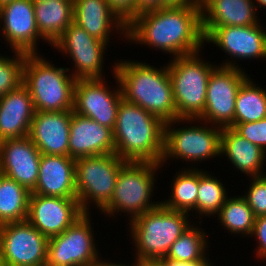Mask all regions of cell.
Instances as JSON below:
<instances>
[{"label": "cell", "mask_w": 266, "mask_h": 266, "mask_svg": "<svg viewBox=\"0 0 266 266\" xmlns=\"http://www.w3.org/2000/svg\"><path fill=\"white\" fill-rule=\"evenodd\" d=\"M200 9L202 27L251 26L262 21L253 0H202Z\"/></svg>", "instance_id": "25"}, {"label": "cell", "mask_w": 266, "mask_h": 266, "mask_svg": "<svg viewBox=\"0 0 266 266\" xmlns=\"http://www.w3.org/2000/svg\"><path fill=\"white\" fill-rule=\"evenodd\" d=\"M210 171L199 169V186L196 198V217L202 223V216L212 217L219 213L221 207L228 199V193L223 181L212 176Z\"/></svg>", "instance_id": "32"}, {"label": "cell", "mask_w": 266, "mask_h": 266, "mask_svg": "<svg viewBox=\"0 0 266 266\" xmlns=\"http://www.w3.org/2000/svg\"><path fill=\"white\" fill-rule=\"evenodd\" d=\"M91 213H84L63 233L49 238L47 260L67 266H95L100 257ZM97 243V244H96Z\"/></svg>", "instance_id": "12"}, {"label": "cell", "mask_w": 266, "mask_h": 266, "mask_svg": "<svg viewBox=\"0 0 266 266\" xmlns=\"http://www.w3.org/2000/svg\"><path fill=\"white\" fill-rule=\"evenodd\" d=\"M226 156L236 171L249 177L266 175L264 170L266 152L240 136L232 127L222 128L220 135V158ZM231 162V163H230Z\"/></svg>", "instance_id": "24"}, {"label": "cell", "mask_w": 266, "mask_h": 266, "mask_svg": "<svg viewBox=\"0 0 266 266\" xmlns=\"http://www.w3.org/2000/svg\"><path fill=\"white\" fill-rule=\"evenodd\" d=\"M254 1V5L256 7V10L258 11V9L260 8H265L266 9V0H253Z\"/></svg>", "instance_id": "42"}, {"label": "cell", "mask_w": 266, "mask_h": 266, "mask_svg": "<svg viewBox=\"0 0 266 266\" xmlns=\"http://www.w3.org/2000/svg\"><path fill=\"white\" fill-rule=\"evenodd\" d=\"M75 83L68 68L53 65L39 53L26 54L23 84L29 90L35 111L73 110Z\"/></svg>", "instance_id": "5"}, {"label": "cell", "mask_w": 266, "mask_h": 266, "mask_svg": "<svg viewBox=\"0 0 266 266\" xmlns=\"http://www.w3.org/2000/svg\"><path fill=\"white\" fill-rule=\"evenodd\" d=\"M207 237L205 229L197 227V224L195 226L194 222L171 245L167 256L163 259L186 262H211L208 254L209 240Z\"/></svg>", "instance_id": "29"}, {"label": "cell", "mask_w": 266, "mask_h": 266, "mask_svg": "<svg viewBox=\"0 0 266 266\" xmlns=\"http://www.w3.org/2000/svg\"><path fill=\"white\" fill-rule=\"evenodd\" d=\"M183 166L176 171L171 181V193L168 200L160 201L161 205L170 210L182 211L188 214H196V198L199 186V167Z\"/></svg>", "instance_id": "27"}, {"label": "cell", "mask_w": 266, "mask_h": 266, "mask_svg": "<svg viewBox=\"0 0 266 266\" xmlns=\"http://www.w3.org/2000/svg\"><path fill=\"white\" fill-rule=\"evenodd\" d=\"M14 0H0V6H3L9 2H13Z\"/></svg>", "instance_id": "45"}, {"label": "cell", "mask_w": 266, "mask_h": 266, "mask_svg": "<svg viewBox=\"0 0 266 266\" xmlns=\"http://www.w3.org/2000/svg\"><path fill=\"white\" fill-rule=\"evenodd\" d=\"M162 8V0H137V16L145 11Z\"/></svg>", "instance_id": "38"}, {"label": "cell", "mask_w": 266, "mask_h": 266, "mask_svg": "<svg viewBox=\"0 0 266 266\" xmlns=\"http://www.w3.org/2000/svg\"><path fill=\"white\" fill-rule=\"evenodd\" d=\"M33 194L77 198L75 159L41 154L38 180Z\"/></svg>", "instance_id": "22"}, {"label": "cell", "mask_w": 266, "mask_h": 266, "mask_svg": "<svg viewBox=\"0 0 266 266\" xmlns=\"http://www.w3.org/2000/svg\"><path fill=\"white\" fill-rule=\"evenodd\" d=\"M46 266H67L64 264H58V263H54V262H45Z\"/></svg>", "instance_id": "44"}, {"label": "cell", "mask_w": 266, "mask_h": 266, "mask_svg": "<svg viewBox=\"0 0 266 266\" xmlns=\"http://www.w3.org/2000/svg\"><path fill=\"white\" fill-rule=\"evenodd\" d=\"M84 214L77 198L31 193L27 221L47 238L63 233Z\"/></svg>", "instance_id": "17"}, {"label": "cell", "mask_w": 266, "mask_h": 266, "mask_svg": "<svg viewBox=\"0 0 266 266\" xmlns=\"http://www.w3.org/2000/svg\"><path fill=\"white\" fill-rule=\"evenodd\" d=\"M160 168H162L160 164L153 162L127 161L119 171L113 196L100 211L101 214L113 217L119 212L127 213L128 221H131L157 208L161 202L152 201V198L158 177L156 173L162 170Z\"/></svg>", "instance_id": "6"}, {"label": "cell", "mask_w": 266, "mask_h": 266, "mask_svg": "<svg viewBox=\"0 0 266 266\" xmlns=\"http://www.w3.org/2000/svg\"><path fill=\"white\" fill-rule=\"evenodd\" d=\"M33 5L37 29L53 46L73 22V0H37Z\"/></svg>", "instance_id": "26"}, {"label": "cell", "mask_w": 266, "mask_h": 266, "mask_svg": "<svg viewBox=\"0 0 266 266\" xmlns=\"http://www.w3.org/2000/svg\"><path fill=\"white\" fill-rule=\"evenodd\" d=\"M123 98L159 117L164 123L177 119L168 65L154 67L145 61L115 62Z\"/></svg>", "instance_id": "2"}, {"label": "cell", "mask_w": 266, "mask_h": 266, "mask_svg": "<svg viewBox=\"0 0 266 266\" xmlns=\"http://www.w3.org/2000/svg\"><path fill=\"white\" fill-rule=\"evenodd\" d=\"M181 122L183 124L188 123L189 126H181ZM221 131L222 128L195 118H178L166 122L164 125L163 155L160 165L164 166L169 160L180 159L186 163L188 161V163L196 164L198 162L203 163L204 160L208 161L210 158L220 157Z\"/></svg>", "instance_id": "7"}, {"label": "cell", "mask_w": 266, "mask_h": 266, "mask_svg": "<svg viewBox=\"0 0 266 266\" xmlns=\"http://www.w3.org/2000/svg\"><path fill=\"white\" fill-rule=\"evenodd\" d=\"M41 152L26 136L0 141V173L32 192L38 180Z\"/></svg>", "instance_id": "18"}, {"label": "cell", "mask_w": 266, "mask_h": 266, "mask_svg": "<svg viewBox=\"0 0 266 266\" xmlns=\"http://www.w3.org/2000/svg\"><path fill=\"white\" fill-rule=\"evenodd\" d=\"M0 28L2 38L11 51L25 54L39 53L38 43L40 39L45 41L37 29L34 5L31 0H14L1 6Z\"/></svg>", "instance_id": "16"}, {"label": "cell", "mask_w": 266, "mask_h": 266, "mask_svg": "<svg viewBox=\"0 0 266 266\" xmlns=\"http://www.w3.org/2000/svg\"><path fill=\"white\" fill-rule=\"evenodd\" d=\"M200 52L167 63L177 119H197L205 109L208 80L217 65L202 59Z\"/></svg>", "instance_id": "8"}, {"label": "cell", "mask_w": 266, "mask_h": 266, "mask_svg": "<svg viewBox=\"0 0 266 266\" xmlns=\"http://www.w3.org/2000/svg\"><path fill=\"white\" fill-rule=\"evenodd\" d=\"M160 262L164 266H214L212 262H186V261H175L170 259H161Z\"/></svg>", "instance_id": "40"}, {"label": "cell", "mask_w": 266, "mask_h": 266, "mask_svg": "<svg viewBox=\"0 0 266 266\" xmlns=\"http://www.w3.org/2000/svg\"><path fill=\"white\" fill-rule=\"evenodd\" d=\"M232 128L249 142L266 152V118L256 122L234 123Z\"/></svg>", "instance_id": "35"}, {"label": "cell", "mask_w": 266, "mask_h": 266, "mask_svg": "<svg viewBox=\"0 0 266 266\" xmlns=\"http://www.w3.org/2000/svg\"><path fill=\"white\" fill-rule=\"evenodd\" d=\"M164 125L159 117L122 98L113 129L115 154L125 161L160 164Z\"/></svg>", "instance_id": "3"}, {"label": "cell", "mask_w": 266, "mask_h": 266, "mask_svg": "<svg viewBox=\"0 0 266 266\" xmlns=\"http://www.w3.org/2000/svg\"><path fill=\"white\" fill-rule=\"evenodd\" d=\"M260 23L251 26L202 27L205 45L213 43L232 59L222 61L219 66L241 68L236 61L266 59V26L264 28Z\"/></svg>", "instance_id": "11"}, {"label": "cell", "mask_w": 266, "mask_h": 266, "mask_svg": "<svg viewBox=\"0 0 266 266\" xmlns=\"http://www.w3.org/2000/svg\"><path fill=\"white\" fill-rule=\"evenodd\" d=\"M250 186L244 192L249 207L252 209L255 217L266 215V175L259 177H250Z\"/></svg>", "instance_id": "34"}, {"label": "cell", "mask_w": 266, "mask_h": 266, "mask_svg": "<svg viewBox=\"0 0 266 266\" xmlns=\"http://www.w3.org/2000/svg\"><path fill=\"white\" fill-rule=\"evenodd\" d=\"M135 261H133L134 263H131V266H142V261H140L137 258H134ZM102 257H99V259L97 260V262L95 263V266H130L128 264H124V263H120L118 262H113V261H108V260H103ZM113 262V263H112Z\"/></svg>", "instance_id": "41"}, {"label": "cell", "mask_w": 266, "mask_h": 266, "mask_svg": "<svg viewBox=\"0 0 266 266\" xmlns=\"http://www.w3.org/2000/svg\"><path fill=\"white\" fill-rule=\"evenodd\" d=\"M142 266H164L160 261H142Z\"/></svg>", "instance_id": "43"}, {"label": "cell", "mask_w": 266, "mask_h": 266, "mask_svg": "<svg viewBox=\"0 0 266 266\" xmlns=\"http://www.w3.org/2000/svg\"><path fill=\"white\" fill-rule=\"evenodd\" d=\"M31 192L0 173V226L27 220Z\"/></svg>", "instance_id": "28"}, {"label": "cell", "mask_w": 266, "mask_h": 266, "mask_svg": "<svg viewBox=\"0 0 266 266\" xmlns=\"http://www.w3.org/2000/svg\"><path fill=\"white\" fill-rule=\"evenodd\" d=\"M49 238L27 220L0 226L2 266H36L47 260Z\"/></svg>", "instance_id": "15"}, {"label": "cell", "mask_w": 266, "mask_h": 266, "mask_svg": "<svg viewBox=\"0 0 266 266\" xmlns=\"http://www.w3.org/2000/svg\"><path fill=\"white\" fill-rule=\"evenodd\" d=\"M126 41L154 47L172 58L202 51L201 9L174 6L142 12L127 26Z\"/></svg>", "instance_id": "1"}, {"label": "cell", "mask_w": 266, "mask_h": 266, "mask_svg": "<svg viewBox=\"0 0 266 266\" xmlns=\"http://www.w3.org/2000/svg\"><path fill=\"white\" fill-rule=\"evenodd\" d=\"M73 110L61 112L36 111L28 137L41 154L69 156L70 124Z\"/></svg>", "instance_id": "19"}, {"label": "cell", "mask_w": 266, "mask_h": 266, "mask_svg": "<svg viewBox=\"0 0 266 266\" xmlns=\"http://www.w3.org/2000/svg\"><path fill=\"white\" fill-rule=\"evenodd\" d=\"M202 0H162V7L195 6L200 7Z\"/></svg>", "instance_id": "39"}, {"label": "cell", "mask_w": 266, "mask_h": 266, "mask_svg": "<svg viewBox=\"0 0 266 266\" xmlns=\"http://www.w3.org/2000/svg\"><path fill=\"white\" fill-rule=\"evenodd\" d=\"M109 44L91 36L74 21L66 28L62 36L54 43L53 48L68 55L74 62V71L68 68L77 79H103L105 54ZM73 71V72H72Z\"/></svg>", "instance_id": "13"}, {"label": "cell", "mask_w": 266, "mask_h": 266, "mask_svg": "<svg viewBox=\"0 0 266 266\" xmlns=\"http://www.w3.org/2000/svg\"><path fill=\"white\" fill-rule=\"evenodd\" d=\"M115 153L113 130L98 122L72 113L69 157L78 159Z\"/></svg>", "instance_id": "20"}, {"label": "cell", "mask_w": 266, "mask_h": 266, "mask_svg": "<svg viewBox=\"0 0 266 266\" xmlns=\"http://www.w3.org/2000/svg\"><path fill=\"white\" fill-rule=\"evenodd\" d=\"M248 78L239 88L235 100V123L256 122L266 118V89Z\"/></svg>", "instance_id": "31"}, {"label": "cell", "mask_w": 266, "mask_h": 266, "mask_svg": "<svg viewBox=\"0 0 266 266\" xmlns=\"http://www.w3.org/2000/svg\"><path fill=\"white\" fill-rule=\"evenodd\" d=\"M111 10L127 26L137 17V0H106Z\"/></svg>", "instance_id": "36"}, {"label": "cell", "mask_w": 266, "mask_h": 266, "mask_svg": "<svg viewBox=\"0 0 266 266\" xmlns=\"http://www.w3.org/2000/svg\"><path fill=\"white\" fill-rule=\"evenodd\" d=\"M35 108L28 88L21 84L0 98V141L28 136Z\"/></svg>", "instance_id": "23"}, {"label": "cell", "mask_w": 266, "mask_h": 266, "mask_svg": "<svg viewBox=\"0 0 266 266\" xmlns=\"http://www.w3.org/2000/svg\"><path fill=\"white\" fill-rule=\"evenodd\" d=\"M112 74L116 88H109L103 79H77L74 87L73 112L90 118L102 126L114 129L120 100L123 98L120 83L115 74V62ZM119 89H118V88Z\"/></svg>", "instance_id": "14"}, {"label": "cell", "mask_w": 266, "mask_h": 266, "mask_svg": "<svg viewBox=\"0 0 266 266\" xmlns=\"http://www.w3.org/2000/svg\"><path fill=\"white\" fill-rule=\"evenodd\" d=\"M189 217L188 213L160 204L129 221V237L136 248L134 257L140 261L165 258L171 245L192 225Z\"/></svg>", "instance_id": "4"}, {"label": "cell", "mask_w": 266, "mask_h": 266, "mask_svg": "<svg viewBox=\"0 0 266 266\" xmlns=\"http://www.w3.org/2000/svg\"><path fill=\"white\" fill-rule=\"evenodd\" d=\"M73 21L107 44L112 33L127 39V25L111 10L106 0H73Z\"/></svg>", "instance_id": "21"}, {"label": "cell", "mask_w": 266, "mask_h": 266, "mask_svg": "<svg viewBox=\"0 0 266 266\" xmlns=\"http://www.w3.org/2000/svg\"><path fill=\"white\" fill-rule=\"evenodd\" d=\"M255 238L257 246L254 249L256 258L266 260V215L256 217L251 238Z\"/></svg>", "instance_id": "37"}, {"label": "cell", "mask_w": 266, "mask_h": 266, "mask_svg": "<svg viewBox=\"0 0 266 266\" xmlns=\"http://www.w3.org/2000/svg\"><path fill=\"white\" fill-rule=\"evenodd\" d=\"M217 215L226 232L251 237L256 217L242 195L228 197Z\"/></svg>", "instance_id": "30"}, {"label": "cell", "mask_w": 266, "mask_h": 266, "mask_svg": "<svg viewBox=\"0 0 266 266\" xmlns=\"http://www.w3.org/2000/svg\"><path fill=\"white\" fill-rule=\"evenodd\" d=\"M126 162L115 153L75 160L76 195L84 213H91L92 204L100 212L109 203L119 171Z\"/></svg>", "instance_id": "9"}, {"label": "cell", "mask_w": 266, "mask_h": 266, "mask_svg": "<svg viewBox=\"0 0 266 266\" xmlns=\"http://www.w3.org/2000/svg\"><path fill=\"white\" fill-rule=\"evenodd\" d=\"M11 52L14 56L0 54V98L23 84L26 54L19 51Z\"/></svg>", "instance_id": "33"}, {"label": "cell", "mask_w": 266, "mask_h": 266, "mask_svg": "<svg viewBox=\"0 0 266 266\" xmlns=\"http://www.w3.org/2000/svg\"><path fill=\"white\" fill-rule=\"evenodd\" d=\"M243 68L216 66L207 84L205 109L197 118L226 128L235 123V100L240 86L249 78Z\"/></svg>", "instance_id": "10"}]
</instances>
